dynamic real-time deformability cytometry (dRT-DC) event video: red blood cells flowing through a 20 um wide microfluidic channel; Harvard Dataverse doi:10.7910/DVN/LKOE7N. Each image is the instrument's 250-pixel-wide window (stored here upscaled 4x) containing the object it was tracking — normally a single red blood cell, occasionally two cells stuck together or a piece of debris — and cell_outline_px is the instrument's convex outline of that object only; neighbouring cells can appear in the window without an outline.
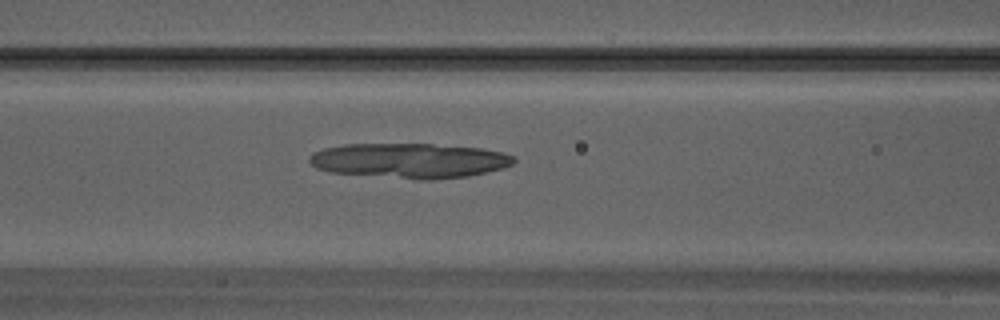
{"species": "Egyptian fruit bat (a non-hibernating species)", "species_latin": "Rousettus aegyptiacus", "temperature_condition": "warm", "stored_images_in_passage": 19, "camera_frame_rate_fps": 3000, "um_per_image_px": 0.085, "animal": {"sex": "male"}, "frame": {"image": 1, "passage_image": 11, "time_ms": 3.333, "image_size_px": [1000, 320], "cell_outline_px": [[516, 160], [512, 164], [504, 168], [468, 176], [432, 180], [420, 180], [328, 172], [316, 168], [308, 160], [308, 156], [312, 152], [324, 148], [344, 144], [432, 144], [480, 148], [500, 152], [516, 156]], "centroid_in_image_um": [34.79, 13.66], "position_along_channel_um": 131.8, "area_um2": 41.91}}